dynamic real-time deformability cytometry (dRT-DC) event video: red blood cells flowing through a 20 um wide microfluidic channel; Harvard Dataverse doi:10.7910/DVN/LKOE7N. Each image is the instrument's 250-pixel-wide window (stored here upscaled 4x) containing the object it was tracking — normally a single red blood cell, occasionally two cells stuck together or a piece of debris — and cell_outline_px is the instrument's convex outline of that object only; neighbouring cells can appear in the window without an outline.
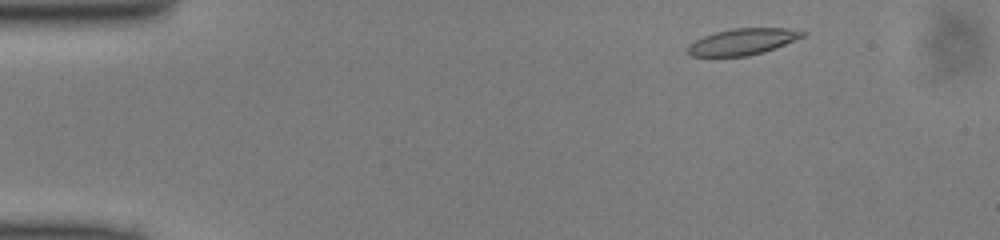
{"species": "common noctule bat (a hibernating species)", "species_latin": "Nyctalus noctula", "temperature_condition": "cold", "stored_images_in_passage": 46, "camera_frame_rate_fps": 3000, "um_per_image_px": 0.085, "animal": {"sex": "male", "body_mass_g": 13.0, "forearm_length_mm": 53.1}, "frame": {"image": 1, "passage_image": 3, "time_ms": 0.667, "image_size_px": [1000, 240], "cell_outline_px": [[808, 32], [804, 36], [764, 52], [748, 56], [692, 56], [684, 52], [688, 44], [704, 36], [716, 32], [732, 28], [784, 28]], "centroid_in_image_um": [63.07, 3.55], "position_along_channel_um": 21.9, "area_um2": 17.57}}
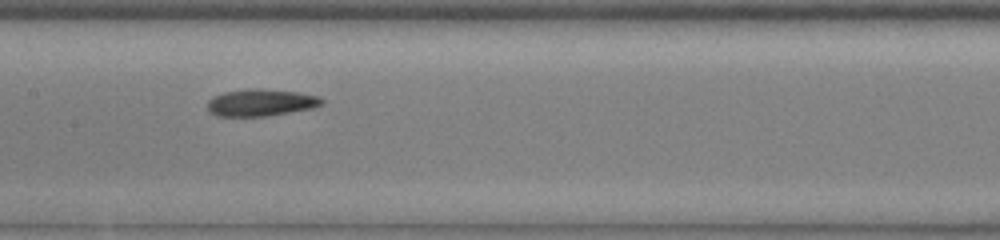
{"frame": {"image": 2, "passage_image": 21, "time_ms": 6.667, "image_size_px": [1000, 240], "cell_outline_px": [[324, 104], [312, 108], [268, 116], [216, 116], [208, 112], [208, 100], [212, 96], [224, 92], [248, 88], [256, 88], [296, 92], [320, 96], [324, 100]], "centroid_in_image_um": [22.16, 8.72], "position_along_channel_um": 185.2, "area_um2": 18.15}}
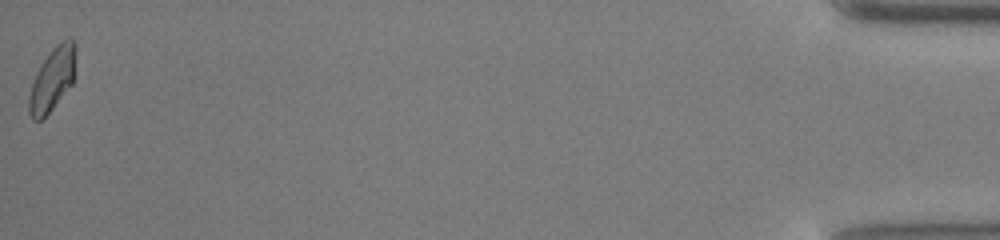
{"frame": {"image": 3, "passage_image": 46, "time_ms": 15.0, "image_size_px": [1000, 240], "cell_outline_px": [[76, 48], [72, 84], [52, 108], [40, 120], [32, 120], [28, 112], [28, 100], [32, 84], [36, 72], [40, 64], [52, 48], [60, 40], [68, 36], [72, 36], [76, 44]], "centroid_in_image_um": [4.45, 6.66], "position_along_channel_um": 430.7, "area_um2": 17.28}}